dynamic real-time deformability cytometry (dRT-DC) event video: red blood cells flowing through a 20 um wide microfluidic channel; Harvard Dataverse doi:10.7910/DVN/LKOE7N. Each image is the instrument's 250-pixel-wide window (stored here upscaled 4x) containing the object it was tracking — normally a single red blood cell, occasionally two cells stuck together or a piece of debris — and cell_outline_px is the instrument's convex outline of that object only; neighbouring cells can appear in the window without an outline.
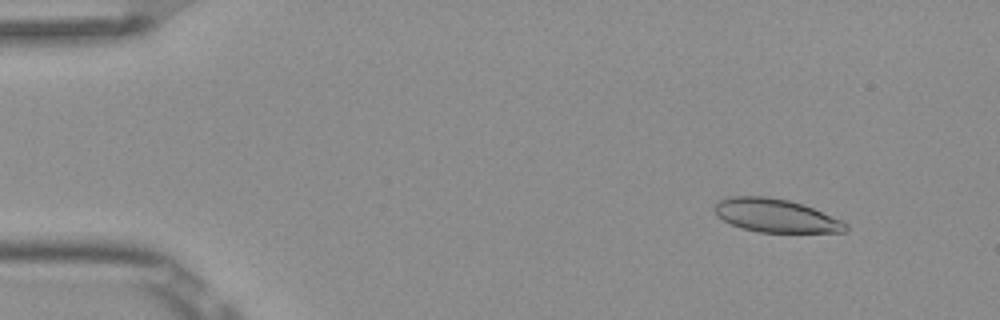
{"species": "Egyptian fruit bat (a non-hibernating species)", "species_latin": "Rousettus aegyptiacus", "temperature_condition": "room temperature", "stored_images_in_passage": 5, "camera_frame_rate_fps": 3000, "um_per_image_px": 0.085, "frame": {"image": 1, "passage_image": 2, "time_ms": 0.333, "image_size_px": [1000, 320], "cell_outline_px": [[848, 228], [844, 232], [756, 232], [740, 228], [716, 216], [712, 208], [720, 200], [728, 196], [768, 196], [788, 200], [804, 204], [840, 220], [848, 224]], "centroid_in_image_um": [65.89, 18.32], "position_along_channel_um": 19.1, "area_um2": 25.55}}
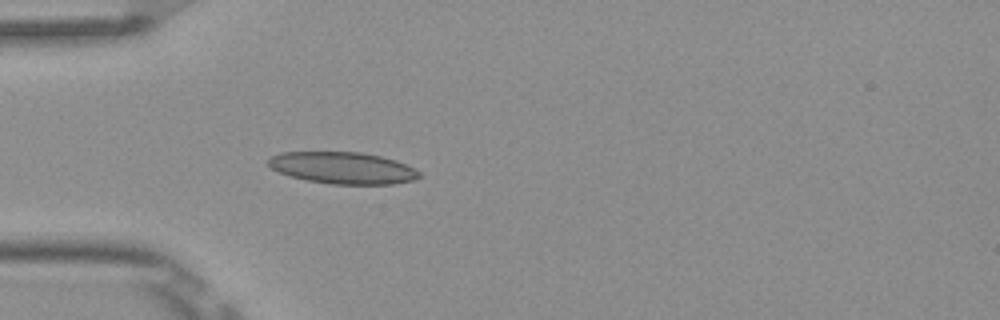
{"frame": {"image": 2, "passage_image": 5, "time_ms": 1.333, "image_size_px": [1000, 320], "cell_outline_px": [[420, 176], [412, 180], [392, 184], [328, 184], [308, 180], [292, 176], [280, 172], [272, 168], [268, 164], [268, 160], [272, 156], [280, 152], [360, 152], [380, 156], [396, 160], [420, 172]], "centroid_in_image_um": [29.13, 14.27], "position_along_channel_um": 55.9, "area_um2": 27.63}}